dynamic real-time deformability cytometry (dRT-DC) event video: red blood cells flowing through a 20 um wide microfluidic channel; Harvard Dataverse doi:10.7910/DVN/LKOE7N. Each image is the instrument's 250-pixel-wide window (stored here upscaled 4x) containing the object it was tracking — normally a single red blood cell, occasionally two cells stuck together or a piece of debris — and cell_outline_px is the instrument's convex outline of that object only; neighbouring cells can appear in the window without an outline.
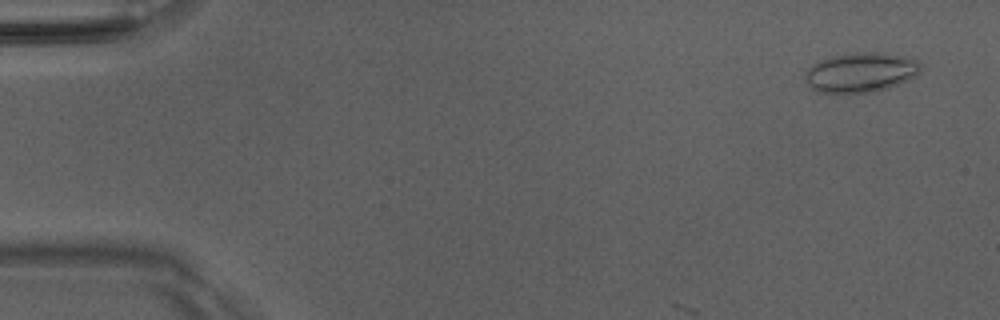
{"species": "Egyptian fruit bat (a non-hibernating species)", "species_latin": "Rousettus aegyptiacus", "temperature_condition": "room temperature", "stored_images_in_passage": 12, "camera_frame_rate_fps": 3000, "um_per_image_px": 0.085, "animal": {"sex": "male"}, "frame": {"image": 1, "passage_image": 3, "time_ms": 0.667, "image_size_px": [1000, 320], "cell_outline_px": [[920, 72], [916, 76], [888, 88], [876, 92], [824, 92], [812, 88], [808, 84], [804, 76], [808, 68], [816, 60], [832, 56], [856, 52], [884, 52], [904, 56], [916, 60], [920, 64]], "centroid_in_image_um": [73.17, 6.13], "position_along_channel_um": 11.8, "area_um2": 26.7}}